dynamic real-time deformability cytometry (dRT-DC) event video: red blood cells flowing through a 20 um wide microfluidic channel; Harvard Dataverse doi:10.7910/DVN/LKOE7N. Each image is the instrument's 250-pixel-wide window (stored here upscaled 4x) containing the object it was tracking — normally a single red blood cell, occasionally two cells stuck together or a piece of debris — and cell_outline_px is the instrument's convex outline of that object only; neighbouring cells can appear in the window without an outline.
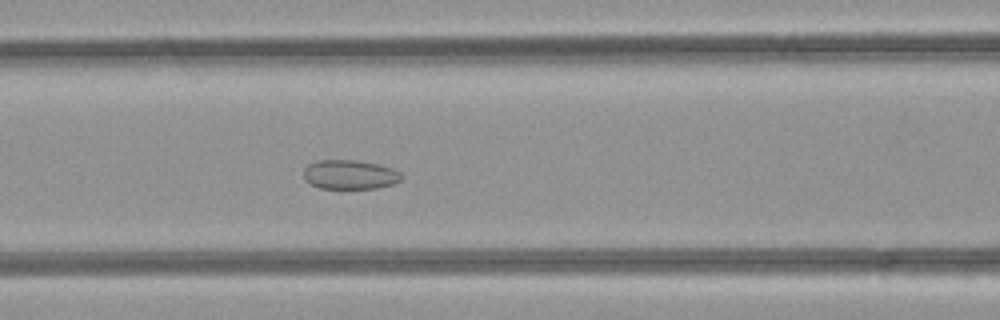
{"species": "common noctule bat (a hibernating species)", "species_latin": "Nyctalus noctula", "temperature_condition": "room temperature", "stored_images_in_passage": 30, "camera_frame_rate_fps": 3000, "um_per_image_px": 0.085, "animal": {"sex": "female", "body_mass_g": 21.9}, "frame": {"image": 1, "passage_image": 13, "time_ms": 4.0, "image_size_px": [1000, 320], "cell_outline_px": [[404, 176], [400, 180], [392, 184], [376, 188], [320, 188], [304, 180], [304, 168], [308, 164], [316, 160], [356, 160], [376, 164], [392, 168], [400, 172]], "centroid_in_image_um": [29.72, 14.83], "position_along_channel_um": 136.9, "area_um2": 16.65}}
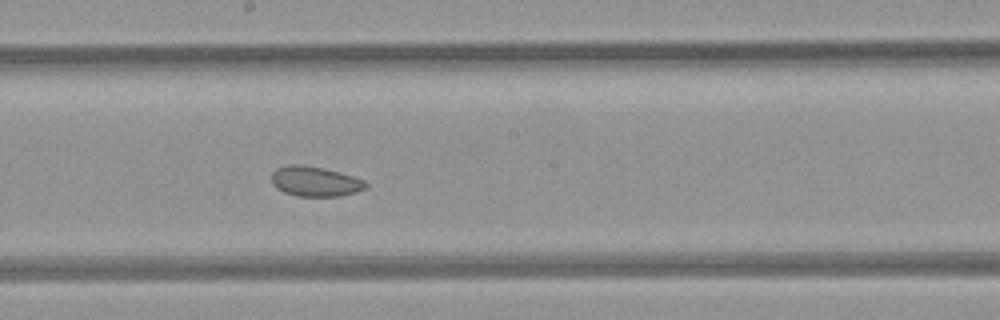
{"frame": {"image": 2, "passage_image": 19, "time_ms": 6.0, "image_size_px": [1000, 320], "cell_outline_px": [[368, 184], [364, 188], [356, 192], [340, 196], [296, 196], [284, 192], [276, 188], [272, 184], [272, 172], [276, 168], [288, 164], [300, 164], [324, 168], [352, 176], [364, 180]], "centroid_in_image_um": [26.74, 15.41], "position_along_channel_um": 221.5, "area_um2": 16.47}}
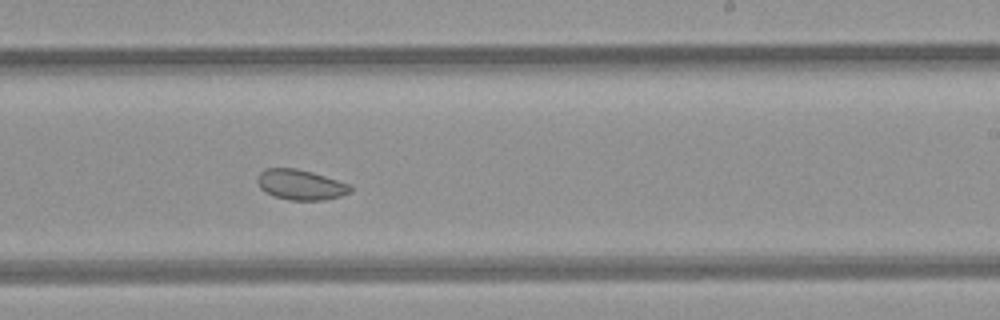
{"frame": {"image": 3, "passage_image": 22, "time_ms": 7.0, "image_size_px": [1000, 320], "cell_outline_px": [[352, 192], [340, 196], [324, 200], [288, 200], [272, 196], [264, 192], [260, 188], [256, 180], [260, 172], [268, 168], [296, 168], [312, 172], [352, 184]], "centroid_in_image_um": [25.56, 15.71], "position_along_channel_um": 263.4, "area_um2": 16.65}, "authors_computed_cell_mechanics": {"area_um2": 17.1955, "velocity_mm_per_s": 4.2296, "shape_relaxation_time_tau1_ms": null, "shape_relaxation_time_tau2_ms": 3.585, "deformation_change_tau1": null, "deformation_change_tau2": 0.07}}